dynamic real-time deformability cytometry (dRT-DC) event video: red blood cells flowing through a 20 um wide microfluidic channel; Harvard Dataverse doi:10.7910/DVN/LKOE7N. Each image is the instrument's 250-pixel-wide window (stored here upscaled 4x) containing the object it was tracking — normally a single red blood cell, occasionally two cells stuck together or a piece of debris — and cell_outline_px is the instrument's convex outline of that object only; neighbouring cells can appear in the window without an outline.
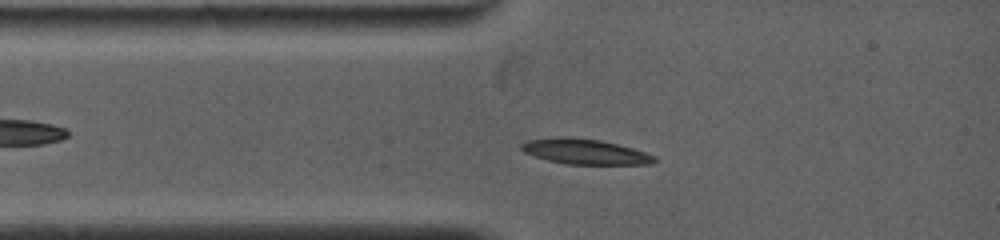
{"species": "common noctule bat (a hibernating species)", "species_latin": "Nyctalus noctula", "temperature_condition": "warm", "stored_images_in_passage": 71, "camera_frame_rate_fps": 5000, "um_per_image_px": 0.085, "animal": {"sex": "female", "body_mass_g": 19.0, "forearm_length_mm": 53.3}, "frame": {"image": 1, "passage_image": 8, "time_ms": 1.4, "image_size_px": [1000, 240], "cell_outline_px": [[656, 160], [652, 164], [568, 164], [548, 160], [524, 152], [520, 148], [520, 144], [528, 140], [560, 136], [600, 140], [632, 148], [656, 156]], "centroid_in_image_um": [49.71, 12.88], "position_along_channel_um": 35.3, "area_um2": 19.36}}
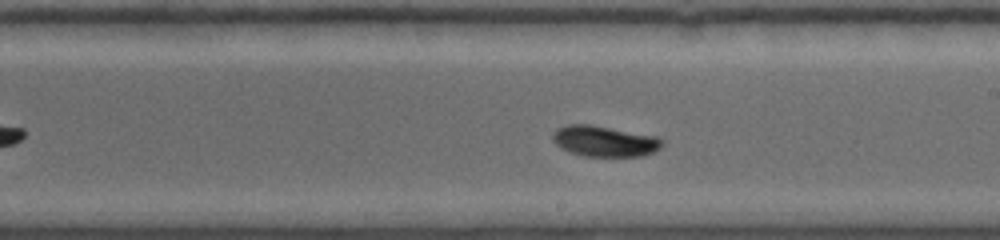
{"frame": {"image": 2, "passage_image": 32, "time_ms": 6.6, "image_size_px": [1000, 240], "cell_outline_px": [[664, 144], [660, 148], [644, 156], [584, 156], [560, 148], [552, 140], [552, 132], [556, 128], [568, 124], [592, 124], [660, 136], [664, 140]], "centroid_in_image_um": [51.41, 11.98], "position_along_channel_um": 237.6, "area_um2": 20.06}}
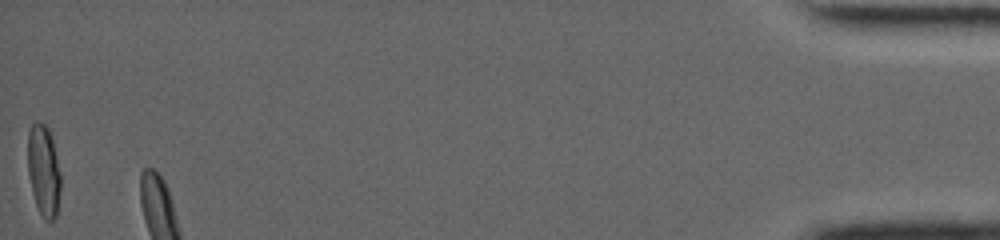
{"frame": {"image": 3, "passage_image": 69, "time_ms": 14.2, "image_size_px": [1000, 240], "cell_outline_px": [[60, 188], [56, 216], [48, 224], [44, 220], [36, 204], [32, 192], [28, 172], [28, 132], [32, 124], [36, 120], [44, 124], [48, 128], [52, 136], [60, 176]], "centroid_in_image_um": [3.7, 14.49], "position_along_channel_um": 431.5, "area_um2": 17.46}, "authors_computed_cell_mechanics": {"area_um2": 18.6694, "velocity_mm_per_s": 3.9421, "shape_relaxation_time_tau1_ms": 2.3486, "shape_relaxation_time_tau2_ms": 5.1234, "deformation_change_tau1": 0.1146, "deformation_change_tau2": 0.0563}}